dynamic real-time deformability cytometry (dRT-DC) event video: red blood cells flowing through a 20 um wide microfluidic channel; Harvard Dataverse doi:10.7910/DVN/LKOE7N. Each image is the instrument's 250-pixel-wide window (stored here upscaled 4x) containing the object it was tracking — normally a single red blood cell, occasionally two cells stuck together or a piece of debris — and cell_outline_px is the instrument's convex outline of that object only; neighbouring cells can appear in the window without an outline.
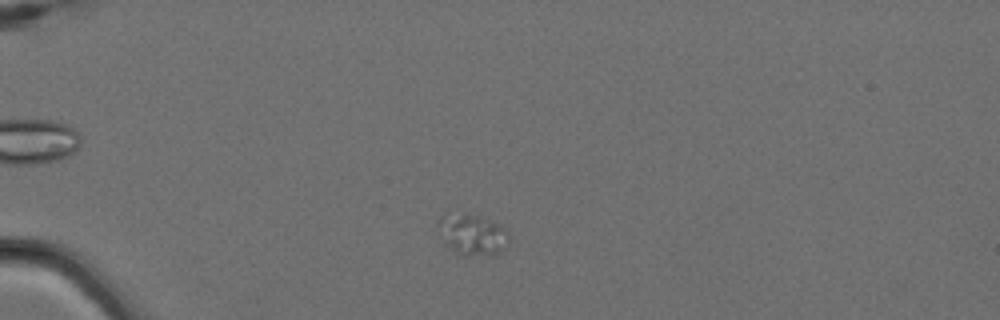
{"species": "Egyptian fruit bat (a non-hibernating species)", "species_latin": "Rousettus aegyptiacus", "temperature_condition": "cold", "stored_images_in_passage": 2, "camera_frame_rate_fps": 3000, "um_per_image_px": 0.085, "animal": {"sex": "female"}, "frame": {"image": 1, "passage_image": 1, "time_ms": 0.0, "image_size_px": [1000, 320], "cell_outline_px": [[508, 248], [492, 256], [464, 256], [448, 248], [444, 244], [436, 224], [440, 216], [476, 216], [496, 224], [504, 228], [508, 232]], "centroid_in_image_um": [40.16, 20.03], "position_along_channel_um": 44.8, "area_um2": 16.65}}